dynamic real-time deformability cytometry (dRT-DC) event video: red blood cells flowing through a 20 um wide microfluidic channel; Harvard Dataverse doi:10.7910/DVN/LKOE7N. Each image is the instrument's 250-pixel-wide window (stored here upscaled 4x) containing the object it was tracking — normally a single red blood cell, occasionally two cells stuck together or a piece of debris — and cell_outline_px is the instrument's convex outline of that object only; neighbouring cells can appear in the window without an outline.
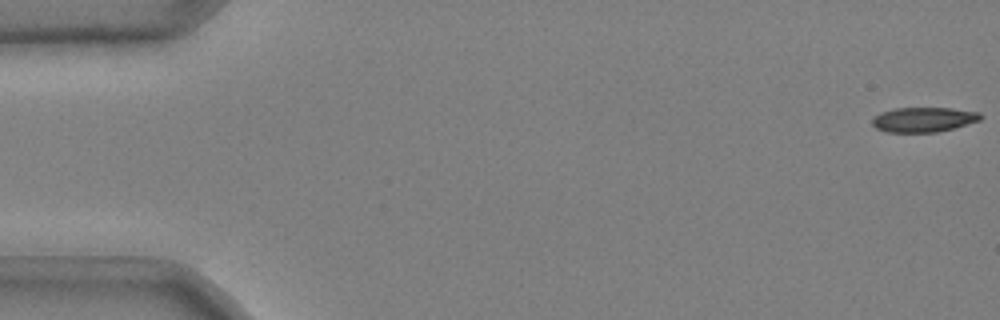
{"species": "common noctule bat (a hibernating species)", "species_latin": "Nyctalus noctula", "temperature_condition": "cold", "stored_images_in_passage": 50, "camera_frame_rate_fps": 3000, "um_per_image_px": 0.085, "animal": {"sex": "male", "body_mass_g": 20.4}, "frame": {"image": 1, "passage_image": 1, "time_ms": 0.0, "image_size_px": [1000, 320], "cell_outline_px": [[984, 116], [980, 120], [952, 128], [936, 132], [888, 132], [876, 128], [872, 124], [872, 116], [880, 112], [896, 108], [948, 108], [980, 112]], "centroid_in_image_um": [78.48, 10.16], "position_along_channel_um": 6.5, "area_um2": 15.61}}
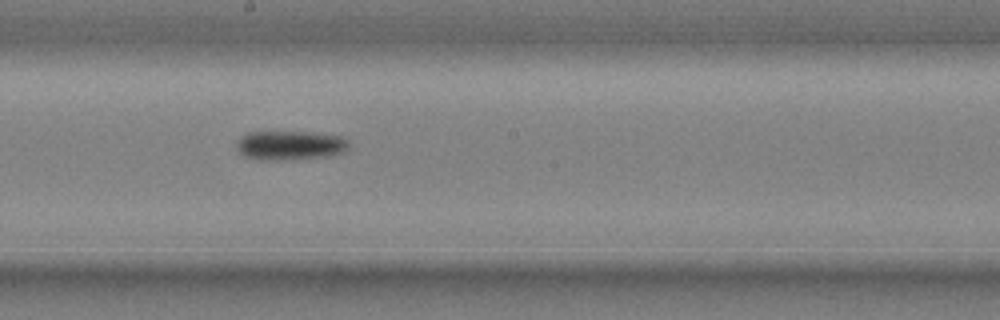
{"frame": {"image": 2, "passage_image": 30, "time_ms": 9.667, "image_size_px": [1000, 320], "cell_outline_px": [[348, 148], [344, 152], [328, 156], [296, 160], [260, 160], [244, 156], [236, 148], [240, 136], [248, 132], [312, 132], [340, 136], [348, 140]], "centroid_in_image_um": [24.66, 12.36], "position_along_channel_um": 223.5, "area_um2": 19.36}}
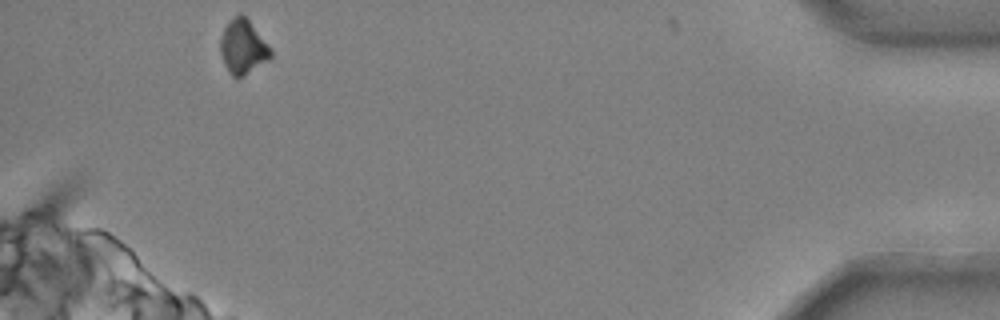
{"frame": {"image": 3, "passage_image": 50, "time_ms": 16.333, "image_size_px": [1000, 320], "cell_outline_px": [[272, 56], [268, 60], [244, 76], [236, 80], [228, 72], [224, 64], [220, 52], [220, 36], [224, 28], [232, 16], [240, 12], [248, 20], [272, 52]], "centroid_in_image_um": [20.6, 4.01], "position_along_channel_um": 414.6, "area_um2": 15.84}}